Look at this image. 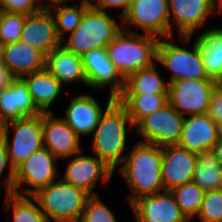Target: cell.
Instances as JSON below:
<instances>
[{
  "instance_id": "obj_1",
  "label": "cell",
  "mask_w": 222,
  "mask_h": 222,
  "mask_svg": "<svg viewBox=\"0 0 222 222\" xmlns=\"http://www.w3.org/2000/svg\"><path fill=\"white\" fill-rule=\"evenodd\" d=\"M129 125V127H126ZM129 128V129H127ZM135 128L128 116L126 108L113 96L109 95L104 112L95 128L91 149L114 172L116 166L122 164L126 156L127 132Z\"/></svg>"
},
{
  "instance_id": "obj_2",
  "label": "cell",
  "mask_w": 222,
  "mask_h": 222,
  "mask_svg": "<svg viewBox=\"0 0 222 222\" xmlns=\"http://www.w3.org/2000/svg\"><path fill=\"white\" fill-rule=\"evenodd\" d=\"M162 147L137 141L122 162L120 173L130 188V205L138 198L164 191Z\"/></svg>"
},
{
  "instance_id": "obj_3",
  "label": "cell",
  "mask_w": 222,
  "mask_h": 222,
  "mask_svg": "<svg viewBox=\"0 0 222 222\" xmlns=\"http://www.w3.org/2000/svg\"><path fill=\"white\" fill-rule=\"evenodd\" d=\"M160 38L122 29L107 45L109 58L124 79L137 70L157 63Z\"/></svg>"
},
{
  "instance_id": "obj_4",
  "label": "cell",
  "mask_w": 222,
  "mask_h": 222,
  "mask_svg": "<svg viewBox=\"0 0 222 222\" xmlns=\"http://www.w3.org/2000/svg\"><path fill=\"white\" fill-rule=\"evenodd\" d=\"M122 30L120 25L108 15V12L95 9L90 5L84 12L79 26L71 32L65 44L66 50L82 56L93 49L107 45Z\"/></svg>"
},
{
  "instance_id": "obj_5",
  "label": "cell",
  "mask_w": 222,
  "mask_h": 222,
  "mask_svg": "<svg viewBox=\"0 0 222 222\" xmlns=\"http://www.w3.org/2000/svg\"><path fill=\"white\" fill-rule=\"evenodd\" d=\"M49 222H78L89 195L59 179L32 195Z\"/></svg>"
},
{
  "instance_id": "obj_6",
  "label": "cell",
  "mask_w": 222,
  "mask_h": 222,
  "mask_svg": "<svg viewBox=\"0 0 222 222\" xmlns=\"http://www.w3.org/2000/svg\"><path fill=\"white\" fill-rule=\"evenodd\" d=\"M11 126L15 129L12 141L9 138ZM0 131L4 136L9 162L14 170L33 152L44 147L42 113L10 120L0 126Z\"/></svg>"
},
{
  "instance_id": "obj_7",
  "label": "cell",
  "mask_w": 222,
  "mask_h": 222,
  "mask_svg": "<svg viewBox=\"0 0 222 222\" xmlns=\"http://www.w3.org/2000/svg\"><path fill=\"white\" fill-rule=\"evenodd\" d=\"M192 44V48L189 50L175 45L171 40L166 41L160 38L157 48V63L171 70L170 81L172 83L178 80L185 79H209L199 45L197 40Z\"/></svg>"
},
{
  "instance_id": "obj_8",
  "label": "cell",
  "mask_w": 222,
  "mask_h": 222,
  "mask_svg": "<svg viewBox=\"0 0 222 222\" xmlns=\"http://www.w3.org/2000/svg\"><path fill=\"white\" fill-rule=\"evenodd\" d=\"M185 117L168 102L160 109L144 117L134 128L135 133L142 136L143 143H151L158 147L178 145Z\"/></svg>"
},
{
  "instance_id": "obj_9",
  "label": "cell",
  "mask_w": 222,
  "mask_h": 222,
  "mask_svg": "<svg viewBox=\"0 0 222 222\" xmlns=\"http://www.w3.org/2000/svg\"><path fill=\"white\" fill-rule=\"evenodd\" d=\"M57 161L58 158L45 147L33 152L15 169L14 193L33 195L39 189L53 183L59 174ZM22 184H27L32 188L22 187Z\"/></svg>"
},
{
  "instance_id": "obj_10",
  "label": "cell",
  "mask_w": 222,
  "mask_h": 222,
  "mask_svg": "<svg viewBox=\"0 0 222 222\" xmlns=\"http://www.w3.org/2000/svg\"><path fill=\"white\" fill-rule=\"evenodd\" d=\"M217 82L212 79H185L168 84V103L181 115L207 114Z\"/></svg>"
},
{
  "instance_id": "obj_11",
  "label": "cell",
  "mask_w": 222,
  "mask_h": 222,
  "mask_svg": "<svg viewBox=\"0 0 222 222\" xmlns=\"http://www.w3.org/2000/svg\"><path fill=\"white\" fill-rule=\"evenodd\" d=\"M128 27L134 25L145 34L172 39L168 0H131L127 13L121 18Z\"/></svg>"
},
{
  "instance_id": "obj_12",
  "label": "cell",
  "mask_w": 222,
  "mask_h": 222,
  "mask_svg": "<svg viewBox=\"0 0 222 222\" xmlns=\"http://www.w3.org/2000/svg\"><path fill=\"white\" fill-rule=\"evenodd\" d=\"M81 58L87 86L94 89L111 86L110 95L117 99L124 90L125 79L111 62L107 48L93 49Z\"/></svg>"
},
{
  "instance_id": "obj_13",
  "label": "cell",
  "mask_w": 222,
  "mask_h": 222,
  "mask_svg": "<svg viewBox=\"0 0 222 222\" xmlns=\"http://www.w3.org/2000/svg\"><path fill=\"white\" fill-rule=\"evenodd\" d=\"M171 37L174 36L173 24L178 28V36L189 42L198 27L206 24L208 16L214 13L213 0H168ZM174 17V22L171 20Z\"/></svg>"
},
{
  "instance_id": "obj_14",
  "label": "cell",
  "mask_w": 222,
  "mask_h": 222,
  "mask_svg": "<svg viewBox=\"0 0 222 222\" xmlns=\"http://www.w3.org/2000/svg\"><path fill=\"white\" fill-rule=\"evenodd\" d=\"M79 154L76 157L73 156L68 163L62 180L83 190L89 196L97 195L93 190L98 180L101 179L104 184L108 183L114 171L97 156L81 155L82 152Z\"/></svg>"
},
{
  "instance_id": "obj_15",
  "label": "cell",
  "mask_w": 222,
  "mask_h": 222,
  "mask_svg": "<svg viewBox=\"0 0 222 222\" xmlns=\"http://www.w3.org/2000/svg\"><path fill=\"white\" fill-rule=\"evenodd\" d=\"M52 112H42L44 147L58 159H71L82 152L81 138L62 117H54Z\"/></svg>"
},
{
  "instance_id": "obj_16",
  "label": "cell",
  "mask_w": 222,
  "mask_h": 222,
  "mask_svg": "<svg viewBox=\"0 0 222 222\" xmlns=\"http://www.w3.org/2000/svg\"><path fill=\"white\" fill-rule=\"evenodd\" d=\"M130 206L136 222H189L170 190L142 196Z\"/></svg>"
},
{
  "instance_id": "obj_17",
  "label": "cell",
  "mask_w": 222,
  "mask_h": 222,
  "mask_svg": "<svg viewBox=\"0 0 222 222\" xmlns=\"http://www.w3.org/2000/svg\"><path fill=\"white\" fill-rule=\"evenodd\" d=\"M21 42L42 52L45 56L61 46L51 10L43 6L38 12L27 15L21 31Z\"/></svg>"
},
{
  "instance_id": "obj_18",
  "label": "cell",
  "mask_w": 222,
  "mask_h": 222,
  "mask_svg": "<svg viewBox=\"0 0 222 222\" xmlns=\"http://www.w3.org/2000/svg\"><path fill=\"white\" fill-rule=\"evenodd\" d=\"M196 153L179 145L162 147V181L165 190L192 181L196 168Z\"/></svg>"
},
{
  "instance_id": "obj_19",
  "label": "cell",
  "mask_w": 222,
  "mask_h": 222,
  "mask_svg": "<svg viewBox=\"0 0 222 222\" xmlns=\"http://www.w3.org/2000/svg\"><path fill=\"white\" fill-rule=\"evenodd\" d=\"M220 126L208 115L185 117L178 145L190 152L213 148L220 136Z\"/></svg>"
},
{
  "instance_id": "obj_20",
  "label": "cell",
  "mask_w": 222,
  "mask_h": 222,
  "mask_svg": "<svg viewBox=\"0 0 222 222\" xmlns=\"http://www.w3.org/2000/svg\"><path fill=\"white\" fill-rule=\"evenodd\" d=\"M41 113L22 78H15L7 89L0 91V126L10 120Z\"/></svg>"
},
{
  "instance_id": "obj_21",
  "label": "cell",
  "mask_w": 222,
  "mask_h": 222,
  "mask_svg": "<svg viewBox=\"0 0 222 222\" xmlns=\"http://www.w3.org/2000/svg\"><path fill=\"white\" fill-rule=\"evenodd\" d=\"M104 110L92 95H78L71 97L63 119L81 138L94 132Z\"/></svg>"
},
{
  "instance_id": "obj_22",
  "label": "cell",
  "mask_w": 222,
  "mask_h": 222,
  "mask_svg": "<svg viewBox=\"0 0 222 222\" xmlns=\"http://www.w3.org/2000/svg\"><path fill=\"white\" fill-rule=\"evenodd\" d=\"M46 56L30 45L17 41L5 44L3 47V64L6 65L15 76L22 78L45 69Z\"/></svg>"
},
{
  "instance_id": "obj_23",
  "label": "cell",
  "mask_w": 222,
  "mask_h": 222,
  "mask_svg": "<svg viewBox=\"0 0 222 222\" xmlns=\"http://www.w3.org/2000/svg\"><path fill=\"white\" fill-rule=\"evenodd\" d=\"M45 69L62 84L81 81L87 86L81 56L66 50L62 45L46 55Z\"/></svg>"
},
{
  "instance_id": "obj_24",
  "label": "cell",
  "mask_w": 222,
  "mask_h": 222,
  "mask_svg": "<svg viewBox=\"0 0 222 222\" xmlns=\"http://www.w3.org/2000/svg\"><path fill=\"white\" fill-rule=\"evenodd\" d=\"M22 79L27 84L36 107L41 112H51L50 106L62 93L63 84L46 69L25 75Z\"/></svg>"
},
{
  "instance_id": "obj_25",
  "label": "cell",
  "mask_w": 222,
  "mask_h": 222,
  "mask_svg": "<svg viewBox=\"0 0 222 222\" xmlns=\"http://www.w3.org/2000/svg\"><path fill=\"white\" fill-rule=\"evenodd\" d=\"M201 57L209 79L222 83V31L208 29L197 38Z\"/></svg>"
},
{
  "instance_id": "obj_26",
  "label": "cell",
  "mask_w": 222,
  "mask_h": 222,
  "mask_svg": "<svg viewBox=\"0 0 222 222\" xmlns=\"http://www.w3.org/2000/svg\"><path fill=\"white\" fill-rule=\"evenodd\" d=\"M196 168L192 182L205 192L220 189L222 166L212 148L202 149L196 154Z\"/></svg>"
},
{
  "instance_id": "obj_27",
  "label": "cell",
  "mask_w": 222,
  "mask_h": 222,
  "mask_svg": "<svg viewBox=\"0 0 222 222\" xmlns=\"http://www.w3.org/2000/svg\"><path fill=\"white\" fill-rule=\"evenodd\" d=\"M155 65L130 74L122 94H168L169 83L161 78Z\"/></svg>"
},
{
  "instance_id": "obj_28",
  "label": "cell",
  "mask_w": 222,
  "mask_h": 222,
  "mask_svg": "<svg viewBox=\"0 0 222 222\" xmlns=\"http://www.w3.org/2000/svg\"><path fill=\"white\" fill-rule=\"evenodd\" d=\"M168 94H121L117 100L126 108L135 127L144 117L168 102Z\"/></svg>"
},
{
  "instance_id": "obj_29",
  "label": "cell",
  "mask_w": 222,
  "mask_h": 222,
  "mask_svg": "<svg viewBox=\"0 0 222 222\" xmlns=\"http://www.w3.org/2000/svg\"><path fill=\"white\" fill-rule=\"evenodd\" d=\"M49 5H47V7L53 14L58 36L62 39V43H64V34H70L79 26L85 10L91 5V3L90 0H81L80 6L77 3L75 6H67L66 1L56 2Z\"/></svg>"
},
{
  "instance_id": "obj_30",
  "label": "cell",
  "mask_w": 222,
  "mask_h": 222,
  "mask_svg": "<svg viewBox=\"0 0 222 222\" xmlns=\"http://www.w3.org/2000/svg\"><path fill=\"white\" fill-rule=\"evenodd\" d=\"M4 207L13 210V222H49L32 195L5 194ZM38 205V206H37Z\"/></svg>"
},
{
  "instance_id": "obj_31",
  "label": "cell",
  "mask_w": 222,
  "mask_h": 222,
  "mask_svg": "<svg viewBox=\"0 0 222 222\" xmlns=\"http://www.w3.org/2000/svg\"><path fill=\"white\" fill-rule=\"evenodd\" d=\"M180 208L182 214L189 222L198 215L204 198L205 191L196 183L188 182L170 190Z\"/></svg>"
},
{
  "instance_id": "obj_32",
  "label": "cell",
  "mask_w": 222,
  "mask_h": 222,
  "mask_svg": "<svg viewBox=\"0 0 222 222\" xmlns=\"http://www.w3.org/2000/svg\"><path fill=\"white\" fill-rule=\"evenodd\" d=\"M26 16L0 10V41L3 45L20 41Z\"/></svg>"
},
{
  "instance_id": "obj_33",
  "label": "cell",
  "mask_w": 222,
  "mask_h": 222,
  "mask_svg": "<svg viewBox=\"0 0 222 222\" xmlns=\"http://www.w3.org/2000/svg\"><path fill=\"white\" fill-rule=\"evenodd\" d=\"M78 222H117V219L97 194L87 198Z\"/></svg>"
},
{
  "instance_id": "obj_34",
  "label": "cell",
  "mask_w": 222,
  "mask_h": 222,
  "mask_svg": "<svg viewBox=\"0 0 222 222\" xmlns=\"http://www.w3.org/2000/svg\"><path fill=\"white\" fill-rule=\"evenodd\" d=\"M199 222L222 221V190L206 191L198 213Z\"/></svg>"
},
{
  "instance_id": "obj_35",
  "label": "cell",
  "mask_w": 222,
  "mask_h": 222,
  "mask_svg": "<svg viewBox=\"0 0 222 222\" xmlns=\"http://www.w3.org/2000/svg\"><path fill=\"white\" fill-rule=\"evenodd\" d=\"M42 7L38 0H0L1 11L30 15L38 12Z\"/></svg>"
},
{
  "instance_id": "obj_36",
  "label": "cell",
  "mask_w": 222,
  "mask_h": 222,
  "mask_svg": "<svg viewBox=\"0 0 222 222\" xmlns=\"http://www.w3.org/2000/svg\"><path fill=\"white\" fill-rule=\"evenodd\" d=\"M8 166H9L8 177L6 176V180L3 181V184L6 187L5 194H12L14 193L15 170L12 168V165L9 162L5 139L2 132L0 131V178L4 170Z\"/></svg>"
},
{
  "instance_id": "obj_37",
  "label": "cell",
  "mask_w": 222,
  "mask_h": 222,
  "mask_svg": "<svg viewBox=\"0 0 222 222\" xmlns=\"http://www.w3.org/2000/svg\"><path fill=\"white\" fill-rule=\"evenodd\" d=\"M207 114L221 127L222 126V83H217L212 93Z\"/></svg>"
},
{
  "instance_id": "obj_38",
  "label": "cell",
  "mask_w": 222,
  "mask_h": 222,
  "mask_svg": "<svg viewBox=\"0 0 222 222\" xmlns=\"http://www.w3.org/2000/svg\"><path fill=\"white\" fill-rule=\"evenodd\" d=\"M131 0H90L91 5L98 10L103 12H107V8H115V9H122L120 13V17L127 13Z\"/></svg>"
},
{
  "instance_id": "obj_39",
  "label": "cell",
  "mask_w": 222,
  "mask_h": 222,
  "mask_svg": "<svg viewBox=\"0 0 222 222\" xmlns=\"http://www.w3.org/2000/svg\"><path fill=\"white\" fill-rule=\"evenodd\" d=\"M14 79L15 76L11 70L3 63H0V91L7 89Z\"/></svg>"
},
{
  "instance_id": "obj_40",
  "label": "cell",
  "mask_w": 222,
  "mask_h": 222,
  "mask_svg": "<svg viewBox=\"0 0 222 222\" xmlns=\"http://www.w3.org/2000/svg\"><path fill=\"white\" fill-rule=\"evenodd\" d=\"M212 149L216 153L219 164L222 166V135L221 134Z\"/></svg>"
},
{
  "instance_id": "obj_41",
  "label": "cell",
  "mask_w": 222,
  "mask_h": 222,
  "mask_svg": "<svg viewBox=\"0 0 222 222\" xmlns=\"http://www.w3.org/2000/svg\"><path fill=\"white\" fill-rule=\"evenodd\" d=\"M218 1H219V3L216 4ZM213 11L214 12H217V11L221 12L222 11V0H213Z\"/></svg>"
},
{
  "instance_id": "obj_42",
  "label": "cell",
  "mask_w": 222,
  "mask_h": 222,
  "mask_svg": "<svg viewBox=\"0 0 222 222\" xmlns=\"http://www.w3.org/2000/svg\"><path fill=\"white\" fill-rule=\"evenodd\" d=\"M42 0H38V2H40L43 6H47L48 4H44L43 2H41ZM50 2L51 4L56 3V2H62V1H66L68 2V0H47V2Z\"/></svg>"
},
{
  "instance_id": "obj_43",
  "label": "cell",
  "mask_w": 222,
  "mask_h": 222,
  "mask_svg": "<svg viewBox=\"0 0 222 222\" xmlns=\"http://www.w3.org/2000/svg\"><path fill=\"white\" fill-rule=\"evenodd\" d=\"M3 47L4 45L0 41V63L3 62Z\"/></svg>"
},
{
  "instance_id": "obj_44",
  "label": "cell",
  "mask_w": 222,
  "mask_h": 222,
  "mask_svg": "<svg viewBox=\"0 0 222 222\" xmlns=\"http://www.w3.org/2000/svg\"><path fill=\"white\" fill-rule=\"evenodd\" d=\"M221 185H220V189L222 190V172H221Z\"/></svg>"
}]
</instances>
